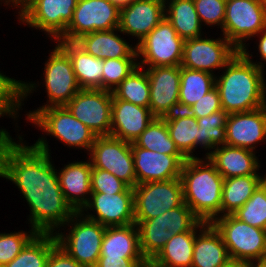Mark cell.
<instances>
[{
  "label": "cell",
  "instance_id": "6da1fadb",
  "mask_svg": "<svg viewBox=\"0 0 266 267\" xmlns=\"http://www.w3.org/2000/svg\"><path fill=\"white\" fill-rule=\"evenodd\" d=\"M17 135L0 139V178L12 182L26 199L29 227L55 234L76 212L64 198L51 155Z\"/></svg>",
  "mask_w": 266,
  "mask_h": 267
},
{
  "label": "cell",
  "instance_id": "7a4b0ae2",
  "mask_svg": "<svg viewBox=\"0 0 266 267\" xmlns=\"http://www.w3.org/2000/svg\"><path fill=\"white\" fill-rule=\"evenodd\" d=\"M221 71L217 72L215 87L225 112H246L266 106V73L240 51Z\"/></svg>",
  "mask_w": 266,
  "mask_h": 267
},
{
  "label": "cell",
  "instance_id": "3957f363",
  "mask_svg": "<svg viewBox=\"0 0 266 267\" xmlns=\"http://www.w3.org/2000/svg\"><path fill=\"white\" fill-rule=\"evenodd\" d=\"M180 179L184 203L200 221L212 223L221 216L224 178L207 157L187 159Z\"/></svg>",
  "mask_w": 266,
  "mask_h": 267
},
{
  "label": "cell",
  "instance_id": "277c9868",
  "mask_svg": "<svg viewBox=\"0 0 266 267\" xmlns=\"http://www.w3.org/2000/svg\"><path fill=\"white\" fill-rule=\"evenodd\" d=\"M48 54V60L46 59L44 63L43 77L41 76L43 82L39 83L36 80L34 82L23 81V102L27 100L28 96L37 92L36 90H39L37 88L41 84L43 85L42 87L45 86L47 96L46 103L40 105L35 110H29L25 114L27 121L38 110L48 107L65 106L81 89L74 74L69 55L58 44Z\"/></svg>",
  "mask_w": 266,
  "mask_h": 267
},
{
  "label": "cell",
  "instance_id": "5b68a950",
  "mask_svg": "<svg viewBox=\"0 0 266 267\" xmlns=\"http://www.w3.org/2000/svg\"><path fill=\"white\" fill-rule=\"evenodd\" d=\"M29 122L36 129L41 130L42 134L44 133L32 145L50 155L51 149L45 135L55 138L69 149L75 148L78 151L83 149L87 155L97 137L92 130L76 119L65 106L38 110L27 123Z\"/></svg>",
  "mask_w": 266,
  "mask_h": 267
},
{
  "label": "cell",
  "instance_id": "8992f818",
  "mask_svg": "<svg viewBox=\"0 0 266 267\" xmlns=\"http://www.w3.org/2000/svg\"><path fill=\"white\" fill-rule=\"evenodd\" d=\"M60 229L55 233L57 244L82 266L95 267L106 226L76 212Z\"/></svg>",
  "mask_w": 266,
  "mask_h": 267
},
{
  "label": "cell",
  "instance_id": "52a82bcc",
  "mask_svg": "<svg viewBox=\"0 0 266 267\" xmlns=\"http://www.w3.org/2000/svg\"><path fill=\"white\" fill-rule=\"evenodd\" d=\"M211 224L221 234L230 259L266 262V230L240 221L233 214L220 216Z\"/></svg>",
  "mask_w": 266,
  "mask_h": 267
},
{
  "label": "cell",
  "instance_id": "ba28073f",
  "mask_svg": "<svg viewBox=\"0 0 266 267\" xmlns=\"http://www.w3.org/2000/svg\"><path fill=\"white\" fill-rule=\"evenodd\" d=\"M184 40L164 17L137 45L138 66H180Z\"/></svg>",
  "mask_w": 266,
  "mask_h": 267
},
{
  "label": "cell",
  "instance_id": "9c48e42d",
  "mask_svg": "<svg viewBox=\"0 0 266 267\" xmlns=\"http://www.w3.org/2000/svg\"><path fill=\"white\" fill-rule=\"evenodd\" d=\"M133 193L135 222L153 219L184 203L180 178L138 184Z\"/></svg>",
  "mask_w": 266,
  "mask_h": 267
},
{
  "label": "cell",
  "instance_id": "30bf717a",
  "mask_svg": "<svg viewBox=\"0 0 266 267\" xmlns=\"http://www.w3.org/2000/svg\"><path fill=\"white\" fill-rule=\"evenodd\" d=\"M265 25L261 0H226L224 25L220 32L239 51L265 30Z\"/></svg>",
  "mask_w": 266,
  "mask_h": 267
},
{
  "label": "cell",
  "instance_id": "8fae6325",
  "mask_svg": "<svg viewBox=\"0 0 266 267\" xmlns=\"http://www.w3.org/2000/svg\"><path fill=\"white\" fill-rule=\"evenodd\" d=\"M222 34L220 37L201 36L184 41L180 67L216 75L232 60L239 50ZM210 37V38H209Z\"/></svg>",
  "mask_w": 266,
  "mask_h": 267
},
{
  "label": "cell",
  "instance_id": "7c38bea8",
  "mask_svg": "<svg viewBox=\"0 0 266 267\" xmlns=\"http://www.w3.org/2000/svg\"><path fill=\"white\" fill-rule=\"evenodd\" d=\"M77 2L78 0H34L17 18L20 25L41 30L52 42H56L72 21Z\"/></svg>",
  "mask_w": 266,
  "mask_h": 267
},
{
  "label": "cell",
  "instance_id": "4fadbf2b",
  "mask_svg": "<svg viewBox=\"0 0 266 267\" xmlns=\"http://www.w3.org/2000/svg\"><path fill=\"white\" fill-rule=\"evenodd\" d=\"M88 156L92 167L112 173L129 187L137 185L131 143L112 136H97Z\"/></svg>",
  "mask_w": 266,
  "mask_h": 267
},
{
  "label": "cell",
  "instance_id": "5bb4252c",
  "mask_svg": "<svg viewBox=\"0 0 266 267\" xmlns=\"http://www.w3.org/2000/svg\"><path fill=\"white\" fill-rule=\"evenodd\" d=\"M120 9L109 0H78L73 19L58 39L76 41L82 35L119 27Z\"/></svg>",
  "mask_w": 266,
  "mask_h": 267
},
{
  "label": "cell",
  "instance_id": "9a60e30c",
  "mask_svg": "<svg viewBox=\"0 0 266 267\" xmlns=\"http://www.w3.org/2000/svg\"><path fill=\"white\" fill-rule=\"evenodd\" d=\"M71 114L96 136H110L112 92L103 89H80L65 105Z\"/></svg>",
  "mask_w": 266,
  "mask_h": 267
},
{
  "label": "cell",
  "instance_id": "2e32d148",
  "mask_svg": "<svg viewBox=\"0 0 266 267\" xmlns=\"http://www.w3.org/2000/svg\"><path fill=\"white\" fill-rule=\"evenodd\" d=\"M80 213L106 227L135 223L133 188L116 194L91 193Z\"/></svg>",
  "mask_w": 266,
  "mask_h": 267
},
{
  "label": "cell",
  "instance_id": "e0dca14e",
  "mask_svg": "<svg viewBox=\"0 0 266 267\" xmlns=\"http://www.w3.org/2000/svg\"><path fill=\"white\" fill-rule=\"evenodd\" d=\"M150 84L149 109L163 118L179 110L180 66L145 68Z\"/></svg>",
  "mask_w": 266,
  "mask_h": 267
},
{
  "label": "cell",
  "instance_id": "ac0fdd59",
  "mask_svg": "<svg viewBox=\"0 0 266 267\" xmlns=\"http://www.w3.org/2000/svg\"><path fill=\"white\" fill-rule=\"evenodd\" d=\"M131 149L137 185L180 178L183 164L187 161L184 155H166L146 150L134 142L131 143Z\"/></svg>",
  "mask_w": 266,
  "mask_h": 267
},
{
  "label": "cell",
  "instance_id": "d6986e66",
  "mask_svg": "<svg viewBox=\"0 0 266 267\" xmlns=\"http://www.w3.org/2000/svg\"><path fill=\"white\" fill-rule=\"evenodd\" d=\"M263 142H266V106L228 115L225 145L257 152V145Z\"/></svg>",
  "mask_w": 266,
  "mask_h": 267
},
{
  "label": "cell",
  "instance_id": "ffe728a7",
  "mask_svg": "<svg viewBox=\"0 0 266 267\" xmlns=\"http://www.w3.org/2000/svg\"><path fill=\"white\" fill-rule=\"evenodd\" d=\"M164 17L165 0H135L120 9L118 29L137 45Z\"/></svg>",
  "mask_w": 266,
  "mask_h": 267
},
{
  "label": "cell",
  "instance_id": "44dd1931",
  "mask_svg": "<svg viewBox=\"0 0 266 267\" xmlns=\"http://www.w3.org/2000/svg\"><path fill=\"white\" fill-rule=\"evenodd\" d=\"M154 118L149 108L117 99L112 93L110 136L133 143Z\"/></svg>",
  "mask_w": 266,
  "mask_h": 267
},
{
  "label": "cell",
  "instance_id": "7402d4cb",
  "mask_svg": "<svg viewBox=\"0 0 266 267\" xmlns=\"http://www.w3.org/2000/svg\"><path fill=\"white\" fill-rule=\"evenodd\" d=\"M92 164L87 160H78L64 164L57 170V175L67 203L75 212H80L91 195Z\"/></svg>",
  "mask_w": 266,
  "mask_h": 267
},
{
  "label": "cell",
  "instance_id": "603a6c76",
  "mask_svg": "<svg viewBox=\"0 0 266 267\" xmlns=\"http://www.w3.org/2000/svg\"><path fill=\"white\" fill-rule=\"evenodd\" d=\"M255 152L250 149L221 145L214 148L208 155V160L224 179L260 175L261 162Z\"/></svg>",
  "mask_w": 266,
  "mask_h": 267
},
{
  "label": "cell",
  "instance_id": "cb8c5ba5",
  "mask_svg": "<svg viewBox=\"0 0 266 267\" xmlns=\"http://www.w3.org/2000/svg\"><path fill=\"white\" fill-rule=\"evenodd\" d=\"M118 33V28L95 31L82 35L75 42L88 54L101 60L116 58H138L136 45L130 44Z\"/></svg>",
  "mask_w": 266,
  "mask_h": 267
},
{
  "label": "cell",
  "instance_id": "d4e9b609",
  "mask_svg": "<svg viewBox=\"0 0 266 267\" xmlns=\"http://www.w3.org/2000/svg\"><path fill=\"white\" fill-rule=\"evenodd\" d=\"M56 43L69 55L80 88L102 89L103 60L88 54L75 41Z\"/></svg>",
  "mask_w": 266,
  "mask_h": 267
},
{
  "label": "cell",
  "instance_id": "484cf974",
  "mask_svg": "<svg viewBox=\"0 0 266 267\" xmlns=\"http://www.w3.org/2000/svg\"><path fill=\"white\" fill-rule=\"evenodd\" d=\"M230 259L221 234L207 223L196 235L191 267H221Z\"/></svg>",
  "mask_w": 266,
  "mask_h": 267
},
{
  "label": "cell",
  "instance_id": "4316f807",
  "mask_svg": "<svg viewBox=\"0 0 266 267\" xmlns=\"http://www.w3.org/2000/svg\"><path fill=\"white\" fill-rule=\"evenodd\" d=\"M100 256L114 258H144L135 223L126 226H108L101 245Z\"/></svg>",
  "mask_w": 266,
  "mask_h": 267
},
{
  "label": "cell",
  "instance_id": "83f0119b",
  "mask_svg": "<svg viewBox=\"0 0 266 267\" xmlns=\"http://www.w3.org/2000/svg\"><path fill=\"white\" fill-rule=\"evenodd\" d=\"M171 139L178 150L187 158H201L195 156L194 152L199 149V125L197 118L187 111H175L173 114L163 117Z\"/></svg>",
  "mask_w": 266,
  "mask_h": 267
},
{
  "label": "cell",
  "instance_id": "f1b7e54d",
  "mask_svg": "<svg viewBox=\"0 0 266 267\" xmlns=\"http://www.w3.org/2000/svg\"><path fill=\"white\" fill-rule=\"evenodd\" d=\"M165 17L184 41L204 36L194 0H165Z\"/></svg>",
  "mask_w": 266,
  "mask_h": 267
},
{
  "label": "cell",
  "instance_id": "f546056e",
  "mask_svg": "<svg viewBox=\"0 0 266 267\" xmlns=\"http://www.w3.org/2000/svg\"><path fill=\"white\" fill-rule=\"evenodd\" d=\"M199 231H186L174 235L150 261L155 267H191L195 235Z\"/></svg>",
  "mask_w": 266,
  "mask_h": 267
},
{
  "label": "cell",
  "instance_id": "4dcf8cb0",
  "mask_svg": "<svg viewBox=\"0 0 266 267\" xmlns=\"http://www.w3.org/2000/svg\"><path fill=\"white\" fill-rule=\"evenodd\" d=\"M261 175H246L224 179L221 196V216L241 208L263 182Z\"/></svg>",
  "mask_w": 266,
  "mask_h": 267
},
{
  "label": "cell",
  "instance_id": "1f68e13d",
  "mask_svg": "<svg viewBox=\"0 0 266 267\" xmlns=\"http://www.w3.org/2000/svg\"><path fill=\"white\" fill-rule=\"evenodd\" d=\"M216 75L180 67L179 110L186 111L215 87Z\"/></svg>",
  "mask_w": 266,
  "mask_h": 267
},
{
  "label": "cell",
  "instance_id": "d6a6232c",
  "mask_svg": "<svg viewBox=\"0 0 266 267\" xmlns=\"http://www.w3.org/2000/svg\"><path fill=\"white\" fill-rule=\"evenodd\" d=\"M56 244L55 234L37 233L11 262L2 267H47V259Z\"/></svg>",
  "mask_w": 266,
  "mask_h": 267
},
{
  "label": "cell",
  "instance_id": "836d02e7",
  "mask_svg": "<svg viewBox=\"0 0 266 267\" xmlns=\"http://www.w3.org/2000/svg\"><path fill=\"white\" fill-rule=\"evenodd\" d=\"M139 231L140 248L144 258L150 262L174 234L162 223V214L153 219L135 222Z\"/></svg>",
  "mask_w": 266,
  "mask_h": 267
},
{
  "label": "cell",
  "instance_id": "e575fe53",
  "mask_svg": "<svg viewBox=\"0 0 266 267\" xmlns=\"http://www.w3.org/2000/svg\"><path fill=\"white\" fill-rule=\"evenodd\" d=\"M112 93L117 99L149 108L150 84L145 68L138 66Z\"/></svg>",
  "mask_w": 266,
  "mask_h": 267
},
{
  "label": "cell",
  "instance_id": "d590c367",
  "mask_svg": "<svg viewBox=\"0 0 266 267\" xmlns=\"http://www.w3.org/2000/svg\"><path fill=\"white\" fill-rule=\"evenodd\" d=\"M134 143L143 149L166 155H183L171 139L164 118L155 117Z\"/></svg>",
  "mask_w": 266,
  "mask_h": 267
},
{
  "label": "cell",
  "instance_id": "8d00e7d4",
  "mask_svg": "<svg viewBox=\"0 0 266 267\" xmlns=\"http://www.w3.org/2000/svg\"><path fill=\"white\" fill-rule=\"evenodd\" d=\"M228 113L223 109L212 113L208 116L197 118L199 125V147L205 149L207 155L217 146L225 145L226 143V122Z\"/></svg>",
  "mask_w": 266,
  "mask_h": 267
},
{
  "label": "cell",
  "instance_id": "74e56055",
  "mask_svg": "<svg viewBox=\"0 0 266 267\" xmlns=\"http://www.w3.org/2000/svg\"><path fill=\"white\" fill-rule=\"evenodd\" d=\"M22 105L23 81L10 78L0 71V118L11 117L14 122H19L17 119H20L18 114L23 110Z\"/></svg>",
  "mask_w": 266,
  "mask_h": 267
},
{
  "label": "cell",
  "instance_id": "f35d334b",
  "mask_svg": "<svg viewBox=\"0 0 266 267\" xmlns=\"http://www.w3.org/2000/svg\"><path fill=\"white\" fill-rule=\"evenodd\" d=\"M233 215L240 221L266 230V185L262 182Z\"/></svg>",
  "mask_w": 266,
  "mask_h": 267
},
{
  "label": "cell",
  "instance_id": "ab89813d",
  "mask_svg": "<svg viewBox=\"0 0 266 267\" xmlns=\"http://www.w3.org/2000/svg\"><path fill=\"white\" fill-rule=\"evenodd\" d=\"M162 223L174 235L186 231H200L207 224L200 221L185 203L164 212L162 214Z\"/></svg>",
  "mask_w": 266,
  "mask_h": 267
},
{
  "label": "cell",
  "instance_id": "60d3db41",
  "mask_svg": "<svg viewBox=\"0 0 266 267\" xmlns=\"http://www.w3.org/2000/svg\"><path fill=\"white\" fill-rule=\"evenodd\" d=\"M137 67L138 58L103 60L102 89L112 92Z\"/></svg>",
  "mask_w": 266,
  "mask_h": 267
},
{
  "label": "cell",
  "instance_id": "b9f144b4",
  "mask_svg": "<svg viewBox=\"0 0 266 267\" xmlns=\"http://www.w3.org/2000/svg\"><path fill=\"white\" fill-rule=\"evenodd\" d=\"M37 234L34 229L18 230L10 233L0 232V266L11 262Z\"/></svg>",
  "mask_w": 266,
  "mask_h": 267
},
{
  "label": "cell",
  "instance_id": "7bdbcfd3",
  "mask_svg": "<svg viewBox=\"0 0 266 267\" xmlns=\"http://www.w3.org/2000/svg\"><path fill=\"white\" fill-rule=\"evenodd\" d=\"M194 5L203 27L223 29L226 0H194Z\"/></svg>",
  "mask_w": 266,
  "mask_h": 267
},
{
  "label": "cell",
  "instance_id": "ee69618b",
  "mask_svg": "<svg viewBox=\"0 0 266 267\" xmlns=\"http://www.w3.org/2000/svg\"><path fill=\"white\" fill-rule=\"evenodd\" d=\"M128 187L112 173L92 167L91 193L116 194L124 192Z\"/></svg>",
  "mask_w": 266,
  "mask_h": 267
},
{
  "label": "cell",
  "instance_id": "f6af8a7d",
  "mask_svg": "<svg viewBox=\"0 0 266 267\" xmlns=\"http://www.w3.org/2000/svg\"><path fill=\"white\" fill-rule=\"evenodd\" d=\"M222 110L218 90L214 87L186 111L195 118H202Z\"/></svg>",
  "mask_w": 266,
  "mask_h": 267
},
{
  "label": "cell",
  "instance_id": "bcb514c9",
  "mask_svg": "<svg viewBox=\"0 0 266 267\" xmlns=\"http://www.w3.org/2000/svg\"><path fill=\"white\" fill-rule=\"evenodd\" d=\"M47 267H84L56 244L47 259Z\"/></svg>",
  "mask_w": 266,
  "mask_h": 267
},
{
  "label": "cell",
  "instance_id": "7dc6e473",
  "mask_svg": "<svg viewBox=\"0 0 266 267\" xmlns=\"http://www.w3.org/2000/svg\"><path fill=\"white\" fill-rule=\"evenodd\" d=\"M257 37L256 39V48L258 49L257 51V55H259V59L260 61H254L253 60V55L250 51L248 46H250V43H247L241 50L240 52L252 63H254L258 68H260L262 71H265V65L266 64V30L261 31L259 34H257L256 36H254V38ZM259 53V54H258ZM263 61V62H262Z\"/></svg>",
  "mask_w": 266,
  "mask_h": 267
},
{
  "label": "cell",
  "instance_id": "c3c4849f",
  "mask_svg": "<svg viewBox=\"0 0 266 267\" xmlns=\"http://www.w3.org/2000/svg\"><path fill=\"white\" fill-rule=\"evenodd\" d=\"M148 263L145 258H114L100 256L95 267H141Z\"/></svg>",
  "mask_w": 266,
  "mask_h": 267
},
{
  "label": "cell",
  "instance_id": "681fc988",
  "mask_svg": "<svg viewBox=\"0 0 266 267\" xmlns=\"http://www.w3.org/2000/svg\"><path fill=\"white\" fill-rule=\"evenodd\" d=\"M34 0H3L0 4L5 5L6 7L18 10L16 14L19 17L26 8L33 2Z\"/></svg>",
  "mask_w": 266,
  "mask_h": 267
},
{
  "label": "cell",
  "instance_id": "f907efd6",
  "mask_svg": "<svg viewBox=\"0 0 266 267\" xmlns=\"http://www.w3.org/2000/svg\"><path fill=\"white\" fill-rule=\"evenodd\" d=\"M251 262L244 260L229 259L221 267H250Z\"/></svg>",
  "mask_w": 266,
  "mask_h": 267
},
{
  "label": "cell",
  "instance_id": "816d5d0a",
  "mask_svg": "<svg viewBox=\"0 0 266 267\" xmlns=\"http://www.w3.org/2000/svg\"><path fill=\"white\" fill-rule=\"evenodd\" d=\"M113 5L117 6L119 9L128 6L135 0H109Z\"/></svg>",
  "mask_w": 266,
  "mask_h": 267
},
{
  "label": "cell",
  "instance_id": "f5cc1de1",
  "mask_svg": "<svg viewBox=\"0 0 266 267\" xmlns=\"http://www.w3.org/2000/svg\"><path fill=\"white\" fill-rule=\"evenodd\" d=\"M3 135H10V132H8L7 129L5 128H0V139L2 138Z\"/></svg>",
  "mask_w": 266,
  "mask_h": 267
},
{
  "label": "cell",
  "instance_id": "db71d44e",
  "mask_svg": "<svg viewBox=\"0 0 266 267\" xmlns=\"http://www.w3.org/2000/svg\"><path fill=\"white\" fill-rule=\"evenodd\" d=\"M250 267H266V262H263V263H251Z\"/></svg>",
  "mask_w": 266,
  "mask_h": 267
},
{
  "label": "cell",
  "instance_id": "11a10c76",
  "mask_svg": "<svg viewBox=\"0 0 266 267\" xmlns=\"http://www.w3.org/2000/svg\"><path fill=\"white\" fill-rule=\"evenodd\" d=\"M261 4L266 18V0H261Z\"/></svg>",
  "mask_w": 266,
  "mask_h": 267
},
{
  "label": "cell",
  "instance_id": "9f6ffc18",
  "mask_svg": "<svg viewBox=\"0 0 266 267\" xmlns=\"http://www.w3.org/2000/svg\"><path fill=\"white\" fill-rule=\"evenodd\" d=\"M141 267H155V266H153L150 262H148V263H146L145 265H143Z\"/></svg>",
  "mask_w": 266,
  "mask_h": 267
},
{
  "label": "cell",
  "instance_id": "6f0895ef",
  "mask_svg": "<svg viewBox=\"0 0 266 267\" xmlns=\"http://www.w3.org/2000/svg\"><path fill=\"white\" fill-rule=\"evenodd\" d=\"M263 183L266 185V173L263 176Z\"/></svg>",
  "mask_w": 266,
  "mask_h": 267
}]
</instances>
